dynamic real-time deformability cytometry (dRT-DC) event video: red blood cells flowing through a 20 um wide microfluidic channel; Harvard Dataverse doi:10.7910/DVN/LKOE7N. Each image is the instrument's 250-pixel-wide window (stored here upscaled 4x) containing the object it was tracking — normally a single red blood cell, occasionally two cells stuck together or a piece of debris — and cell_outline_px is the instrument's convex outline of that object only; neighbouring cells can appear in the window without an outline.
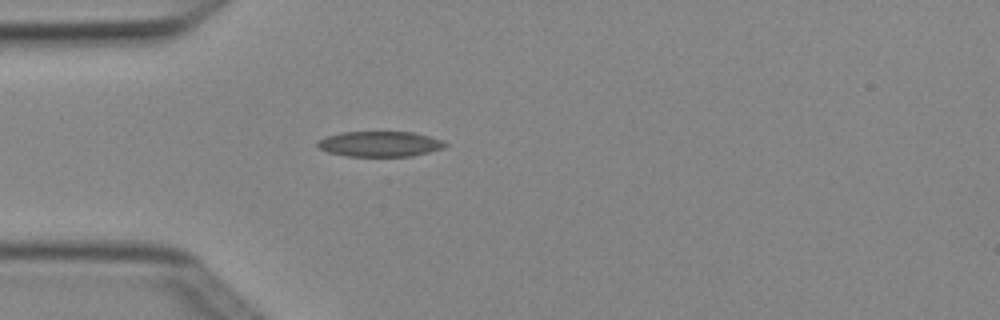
{"species": "Egyptian fruit bat (a non-hibernating species)", "species_latin": "Rousettus aegyptiacus", "temperature_condition": "cold", "stored_images_in_passage": 1, "camera_frame_rate_fps": 3000, "um_per_image_px": 0.085, "animal": {"sex": "female"}, "frame": {"image": 1, "passage_image": 1, "time_ms": 0.0, "image_size_px": [1000, 320], "cell_outline_px": [[448, 144], [444, 148], [412, 156], [344, 156], [328, 152], [320, 148], [316, 144], [316, 140], [324, 136], [340, 132], [412, 132], [444, 140]], "centroid_in_image_um": [32.25, 12.23], "position_along_channel_um": 52.7, "area_um2": 19.02}}